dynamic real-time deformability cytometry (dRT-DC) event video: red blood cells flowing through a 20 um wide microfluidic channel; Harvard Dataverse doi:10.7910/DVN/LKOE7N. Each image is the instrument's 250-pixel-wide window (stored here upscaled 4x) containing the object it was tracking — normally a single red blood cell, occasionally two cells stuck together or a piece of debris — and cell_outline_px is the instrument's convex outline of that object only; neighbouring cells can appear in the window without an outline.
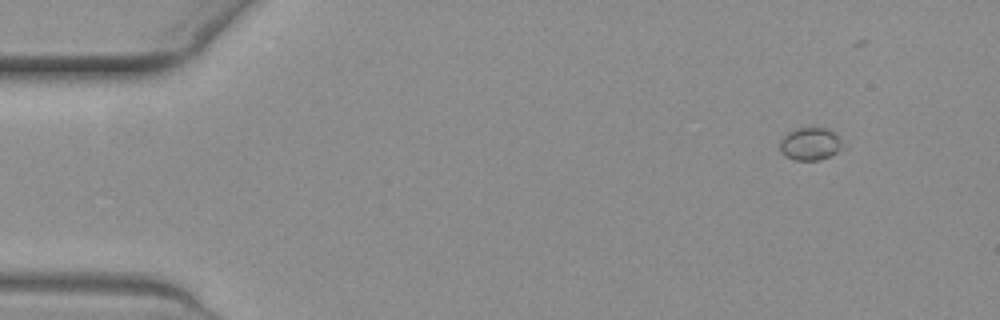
{"species": "common noctule bat (a hibernating species)", "species_latin": "Nyctalus noctula", "temperature_condition": "warm", "stored_images_in_passage": 11, "camera_frame_rate_fps": 3000, "um_per_image_px": 0.085, "animal": {"sex": "female", "body_mass_g": 19.3, "forearm_length_mm": 54.1}, "frame": {"image": 1, "passage_image": 1, "time_ms": 0.0, "image_size_px": [1000, 320], "cell_outline_px": [[848, 148], [820, 160], [796, 160], [784, 156], [780, 152], [780, 140], [788, 132], [796, 128], [828, 128]], "centroid_in_image_um": [68.89, 12.25], "position_along_channel_um": 16.1, "area_um2": 12.14}}